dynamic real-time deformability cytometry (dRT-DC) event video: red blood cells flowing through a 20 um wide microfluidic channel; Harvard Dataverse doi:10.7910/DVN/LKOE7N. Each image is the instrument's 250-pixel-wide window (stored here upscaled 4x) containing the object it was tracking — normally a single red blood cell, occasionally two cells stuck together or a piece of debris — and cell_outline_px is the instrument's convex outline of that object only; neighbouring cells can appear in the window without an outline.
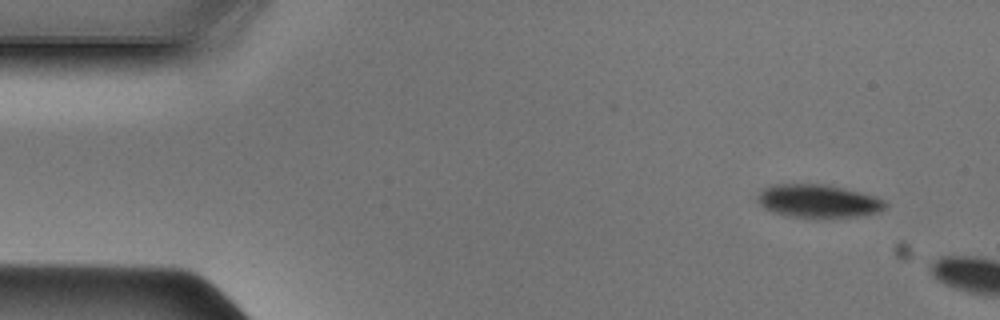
{"species": "Egyptian fruit bat (a non-hibernating species)", "species_latin": "Rousettus aegyptiacus", "temperature_condition": "cold", "stored_images_in_passage": 4, "camera_frame_rate_fps": 3000, "um_per_image_px": 0.085, "animal": {"sex": "male"}, "frame": {"image": 1, "passage_image": 1, "time_ms": 0.0, "image_size_px": [1000, 320], "cell_outline_px": [[888, 208], [876, 212], [856, 216], [796, 216], [776, 212], [764, 208], [756, 200], [756, 196], [764, 188], [772, 184], [828, 184], [876, 196], [884, 200], [888, 204]], "centroid_in_image_um": [69.56, 17.05], "position_along_channel_um": 15.4, "area_um2": 24.22}}